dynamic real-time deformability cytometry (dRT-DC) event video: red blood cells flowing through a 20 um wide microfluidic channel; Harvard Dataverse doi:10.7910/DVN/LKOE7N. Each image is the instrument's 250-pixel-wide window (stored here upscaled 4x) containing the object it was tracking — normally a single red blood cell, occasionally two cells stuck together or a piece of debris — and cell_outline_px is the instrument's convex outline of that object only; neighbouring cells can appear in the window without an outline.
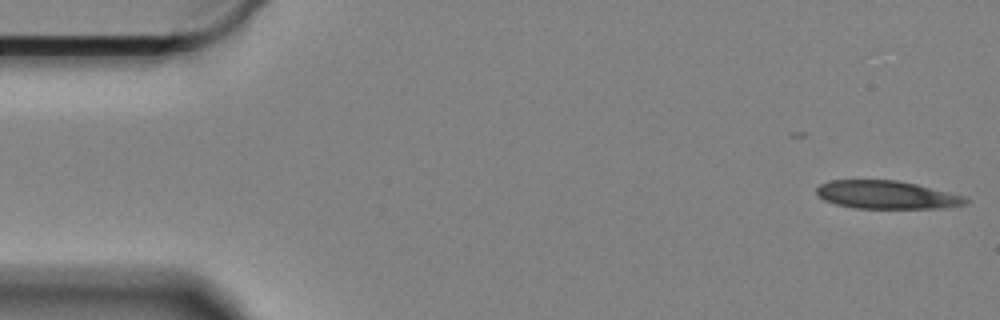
{"species": "Egyptian fruit bat (a non-hibernating species)", "species_latin": "Rousettus aegyptiacus", "temperature_condition": "cold", "stored_images_in_passage": 17, "camera_frame_rate_fps": 3000, "um_per_image_px": 0.085, "animal": {"sex": "female"}, "frame": {"image": 1, "passage_image": 1, "time_ms": 0.0, "image_size_px": [1000, 320], "cell_outline_px": [[968, 200], [964, 204], [940, 208], [856, 208], [836, 204], [824, 200], [816, 196], [816, 188], [820, 184], [832, 180], [896, 180], [916, 184], [964, 196]], "centroid_in_image_um": [75.3, 16.56], "position_along_channel_um": 9.7, "area_um2": 24.22}}